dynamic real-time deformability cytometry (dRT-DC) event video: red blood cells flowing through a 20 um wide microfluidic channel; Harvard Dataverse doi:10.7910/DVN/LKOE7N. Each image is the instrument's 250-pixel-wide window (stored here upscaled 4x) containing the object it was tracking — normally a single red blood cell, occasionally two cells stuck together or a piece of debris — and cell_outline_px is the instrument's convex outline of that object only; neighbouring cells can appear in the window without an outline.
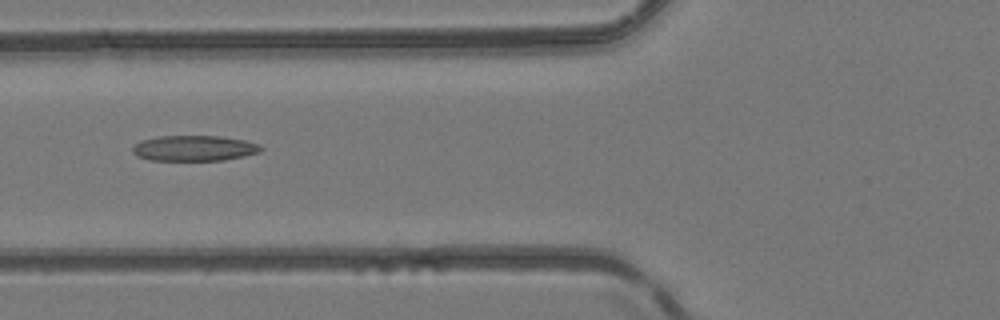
{"species": "common noctule bat (a hibernating species)", "species_latin": "Nyctalus noctula", "temperature_condition": "room temperature", "stored_images_in_passage": 3, "camera_frame_rate_fps": 3000, "um_per_image_px": 0.085, "animal": {"sex": "female", "body_mass_g": 24.6, "forearm_length_mm": 56.2}, "frame": {"image": 1, "passage_image": 3, "time_ms": 2.333, "image_size_px": [1000, 320], "cell_outline_px": [[264, 148], [260, 152], [244, 156], [224, 160], [148, 160], [136, 156], [132, 152], [132, 148], [140, 140], [156, 136], [220, 136], [244, 140], [260, 144]], "centroid_in_image_um": [16.5, 12.59], "position_along_channel_um": 109.3, "area_um2": 19.25}}